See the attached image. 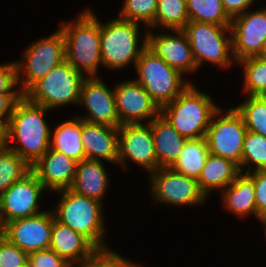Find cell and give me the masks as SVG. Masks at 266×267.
<instances>
[{"instance_id":"cell-1","label":"cell","mask_w":266,"mask_h":267,"mask_svg":"<svg viewBox=\"0 0 266 267\" xmlns=\"http://www.w3.org/2000/svg\"><path fill=\"white\" fill-rule=\"evenodd\" d=\"M50 110L31 103L24 95L15 103L5 126L6 146L33 166L50 148Z\"/></svg>"},{"instance_id":"cell-2","label":"cell","mask_w":266,"mask_h":267,"mask_svg":"<svg viewBox=\"0 0 266 267\" xmlns=\"http://www.w3.org/2000/svg\"><path fill=\"white\" fill-rule=\"evenodd\" d=\"M93 10L84 8L75 20H59L58 25L65 38V60L85 77H100L102 67L100 20Z\"/></svg>"},{"instance_id":"cell-3","label":"cell","mask_w":266,"mask_h":267,"mask_svg":"<svg viewBox=\"0 0 266 267\" xmlns=\"http://www.w3.org/2000/svg\"><path fill=\"white\" fill-rule=\"evenodd\" d=\"M53 193L59 196L58 202L51 208L58 222L82 234L97 249L110 248L106 244L108 231L104 203L79 195L71 189Z\"/></svg>"},{"instance_id":"cell-4","label":"cell","mask_w":266,"mask_h":267,"mask_svg":"<svg viewBox=\"0 0 266 267\" xmlns=\"http://www.w3.org/2000/svg\"><path fill=\"white\" fill-rule=\"evenodd\" d=\"M147 32L148 28L144 25L118 16L104 23L100 21L102 67L119 72L132 64L135 68L139 56L147 47Z\"/></svg>"},{"instance_id":"cell-5","label":"cell","mask_w":266,"mask_h":267,"mask_svg":"<svg viewBox=\"0 0 266 267\" xmlns=\"http://www.w3.org/2000/svg\"><path fill=\"white\" fill-rule=\"evenodd\" d=\"M195 85L190 83L178 97L160 108V115L188 140L205 137L212 115L220 108L210 94Z\"/></svg>"},{"instance_id":"cell-6","label":"cell","mask_w":266,"mask_h":267,"mask_svg":"<svg viewBox=\"0 0 266 267\" xmlns=\"http://www.w3.org/2000/svg\"><path fill=\"white\" fill-rule=\"evenodd\" d=\"M134 79L149 93L159 108L172 102L195 80H188L146 47L139 56Z\"/></svg>"},{"instance_id":"cell-7","label":"cell","mask_w":266,"mask_h":267,"mask_svg":"<svg viewBox=\"0 0 266 267\" xmlns=\"http://www.w3.org/2000/svg\"><path fill=\"white\" fill-rule=\"evenodd\" d=\"M86 77L66 60L35 82L23 95L48 110L79 104L81 85Z\"/></svg>"},{"instance_id":"cell-8","label":"cell","mask_w":266,"mask_h":267,"mask_svg":"<svg viewBox=\"0 0 266 267\" xmlns=\"http://www.w3.org/2000/svg\"><path fill=\"white\" fill-rule=\"evenodd\" d=\"M182 31L190 43L198 72L206 62L221 70L235 66L230 26L189 21Z\"/></svg>"},{"instance_id":"cell-9","label":"cell","mask_w":266,"mask_h":267,"mask_svg":"<svg viewBox=\"0 0 266 267\" xmlns=\"http://www.w3.org/2000/svg\"><path fill=\"white\" fill-rule=\"evenodd\" d=\"M21 60H15L17 85L24 94L35 82L65 61V38L58 29L26 47Z\"/></svg>"},{"instance_id":"cell-10","label":"cell","mask_w":266,"mask_h":267,"mask_svg":"<svg viewBox=\"0 0 266 267\" xmlns=\"http://www.w3.org/2000/svg\"><path fill=\"white\" fill-rule=\"evenodd\" d=\"M150 197L156 205L165 207H204L209 200L199 188L197 179L170 167L158 168L147 176Z\"/></svg>"},{"instance_id":"cell-11","label":"cell","mask_w":266,"mask_h":267,"mask_svg":"<svg viewBox=\"0 0 266 267\" xmlns=\"http://www.w3.org/2000/svg\"><path fill=\"white\" fill-rule=\"evenodd\" d=\"M221 108L212 115L205 135L209 153L227 158L240 166L247 128L233 106L227 110Z\"/></svg>"},{"instance_id":"cell-12","label":"cell","mask_w":266,"mask_h":267,"mask_svg":"<svg viewBox=\"0 0 266 267\" xmlns=\"http://www.w3.org/2000/svg\"><path fill=\"white\" fill-rule=\"evenodd\" d=\"M132 161L149 175L157 170L154 138L149 123L124 124L118 127V163L124 171ZM128 163V164H127Z\"/></svg>"},{"instance_id":"cell-13","label":"cell","mask_w":266,"mask_h":267,"mask_svg":"<svg viewBox=\"0 0 266 267\" xmlns=\"http://www.w3.org/2000/svg\"><path fill=\"white\" fill-rule=\"evenodd\" d=\"M43 192L48 193L32 171L14 182L0 195V226L45 211L41 208Z\"/></svg>"},{"instance_id":"cell-14","label":"cell","mask_w":266,"mask_h":267,"mask_svg":"<svg viewBox=\"0 0 266 267\" xmlns=\"http://www.w3.org/2000/svg\"><path fill=\"white\" fill-rule=\"evenodd\" d=\"M230 29L235 62L258 57L266 42V6L253 7L233 18Z\"/></svg>"},{"instance_id":"cell-15","label":"cell","mask_w":266,"mask_h":267,"mask_svg":"<svg viewBox=\"0 0 266 267\" xmlns=\"http://www.w3.org/2000/svg\"><path fill=\"white\" fill-rule=\"evenodd\" d=\"M101 77H86L81 85L78 106L84 107L86 115L75 116L90 123L118 128L120 124L116 109L114 85L112 88Z\"/></svg>"},{"instance_id":"cell-16","label":"cell","mask_w":266,"mask_h":267,"mask_svg":"<svg viewBox=\"0 0 266 267\" xmlns=\"http://www.w3.org/2000/svg\"><path fill=\"white\" fill-rule=\"evenodd\" d=\"M55 216L52 209L8 222L2 235L26 253L48 249Z\"/></svg>"},{"instance_id":"cell-17","label":"cell","mask_w":266,"mask_h":267,"mask_svg":"<svg viewBox=\"0 0 266 267\" xmlns=\"http://www.w3.org/2000/svg\"><path fill=\"white\" fill-rule=\"evenodd\" d=\"M114 83L116 109L121 125L150 123L160 114L158 105L134 78Z\"/></svg>"},{"instance_id":"cell-18","label":"cell","mask_w":266,"mask_h":267,"mask_svg":"<svg viewBox=\"0 0 266 267\" xmlns=\"http://www.w3.org/2000/svg\"><path fill=\"white\" fill-rule=\"evenodd\" d=\"M147 47L186 78L187 73L191 75L198 71L190 43L182 30H148Z\"/></svg>"},{"instance_id":"cell-19","label":"cell","mask_w":266,"mask_h":267,"mask_svg":"<svg viewBox=\"0 0 266 267\" xmlns=\"http://www.w3.org/2000/svg\"><path fill=\"white\" fill-rule=\"evenodd\" d=\"M77 161L64 153L49 150L33 165L32 172L48 192L70 189L76 173Z\"/></svg>"},{"instance_id":"cell-20","label":"cell","mask_w":266,"mask_h":267,"mask_svg":"<svg viewBox=\"0 0 266 267\" xmlns=\"http://www.w3.org/2000/svg\"><path fill=\"white\" fill-rule=\"evenodd\" d=\"M85 159L118 163V128L82 120Z\"/></svg>"},{"instance_id":"cell-21","label":"cell","mask_w":266,"mask_h":267,"mask_svg":"<svg viewBox=\"0 0 266 267\" xmlns=\"http://www.w3.org/2000/svg\"><path fill=\"white\" fill-rule=\"evenodd\" d=\"M104 163L106 162L90 159L78 162L70 189L79 195L103 203L111 186V178Z\"/></svg>"},{"instance_id":"cell-22","label":"cell","mask_w":266,"mask_h":267,"mask_svg":"<svg viewBox=\"0 0 266 267\" xmlns=\"http://www.w3.org/2000/svg\"><path fill=\"white\" fill-rule=\"evenodd\" d=\"M69 264H77L90 257L97 248L82 234L54 219L50 247Z\"/></svg>"},{"instance_id":"cell-23","label":"cell","mask_w":266,"mask_h":267,"mask_svg":"<svg viewBox=\"0 0 266 267\" xmlns=\"http://www.w3.org/2000/svg\"><path fill=\"white\" fill-rule=\"evenodd\" d=\"M220 194L225 211L240 219L249 217V215L257 219L254 182L248 173L240 172Z\"/></svg>"},{"instance_id":"cell-24","label":"cell","mask_w":266,"mask_h":267,"mask_svg":"<svg viewBox=\"0 0 266 267\" xmlns=\"http://www.w3.org/2000/svg\"><path fill=\"white\" fill-rule=\"evenodd\" d=\"M149 124L154 138L157 169L171 167L188 139L181 136L160 114Z\"/></svg>"},{"instance_id":"cell-25","label":"cell","mask_w":266,"mask_h":267,"mask_svg":"<svg viewBox=\"0 0 266 267\" xmlns=\"http://www.w3.org/2000/svg\"><path fill=\"white\" fill-rule=\"evenodd\" d=\"M240 173L239 166L233 161L209 153L200 176L199 188L209 198L211 193L222 192Z\"/></svg>"},{"instance_id":"cell-26","label":"cell","mask_w":266,"mask_h":267,"mask_svg":"<svg viewBox=\"0 0 266 267\" xmlns=\"http://www.w3.org/2000/svg\"><path fill=\"white\" fill-rule=\"evenodd\" d=\"M51 128L50 148L64 153L69 158L80 162L85 159L82 145V119L73 115L69 120L61 121Z\"/></svg>"},{"instance_id":"cell-27","label":"cell","mask_w":266,"mask_h":267,"mask_svg":"<svg viewBox=\"0 0 266 267\" xmlns=\"http://www.w3.org/2000/svg\"><path fill=\"white\" fill-rule=\"evenodd\" d=\"M208 155L209 149L205 137L189 139L170 168L188 177L198 179Z\"/></svg>"},{"instance_id":"cell-28","label":"cell","mask_w":266,"mask_h":267,"mask_svg":"<svg viewBox=\"0 0 266 267\" xmlns=\"http://www.w3.org/2000/svg\"><path fill=\"white\" fill-rule=\"evenodd\" d=\"M188 22L186 0H158L155 20L148 30H182Z\"/></svg>"},{"instance_id":"cell-29","label":"cell","mask_w":266,"mask_h":267,"mask_svg":"<svg viewBox=\"0 0 266 267\" xmlns=\"http://www.w3.org/2000/svg\"><path fill=\"white\" fill-rule=\"evenodd\" d=\"M189 21L231 26L222 0H186Z\"/></svg>"},{"instance_id":"cell-30","label":"cell","mask_w":266,"mask_h":267,"mask_svg":"<svg viewBox=\"0 0 266 267\" xmlns=\"http://www.w3.org/2000/svg\"><path fill=\"white\" fill-rule=\"evenodd\" d=\"M239 170L244 173L266 170V137L247 130Z\"/></svg>"},{"instance_id":"cell-31","label":"cell","mask_w":266,"mask_h":267,"mask_svg":"<svg viewBox=\"0 0 266 267\" xmlns=\"http://www.w3.org/2000/svg\"><path fill=\"white\" fill-rule=\"evenodd\" d=\"M234 106L248 131L266 137V96H249Z\"/></svg>"},{"instance_id":"cell-32","label":"cell","mask_w":266,"mask_h":267,"mask_svg":"<svg viewBox=\"0 0 266 267\" xmlns=\"http://www.w3.org/2000/svg\"><path fill=\"white\" fill-rule=\"evenodd\" d=\"M31 171V166L5 145L0 150V195Z\"/></svg>"},{"instance_id":"cell-33","label":"cell","mask_w":266,"mask_h":267,"mask_svg":"<svg viewBox=\"0 0 266 267\" xmlns=\"http://www.w3.org/2000/svg\"><path fill=\"white\" fill-rule=\"evenodd\" d=\"M236 64L243 69V93L249 96H266V60L250 57Z\"/></svg>"},{"instance_id":"cell-34","label":"cell","mask_w":266,"mask_h":267,"mask_svg":"<svg viewBox=\"0 0 266 267\" xmlns=\"http://www.w3.org/2000/svg\"><path fill=\"white\" fill-rule=\"evenodd\" d=\"M158 0H124L118 17L149 27L155 20Z\"/></svg>"},{"instance_id":"cell-35","label":"cell","mask_w":266,"mask_h":267,"mask_svg":"<svg viewBox=\"0 0 266 267\" xmlns=\"http://www.w3.org/2000/svg\"><path fill=\"white\" fill-rule=\"evenodd\" d=\"M144 267L134 260L124 258L114 249H97L90 257L72 265V267Z\"/></svg>"},{"instance_id":"cell-36","label":"cell","mask_w":266,"mask_h":267,"mask_svg":"<svg viewBox=\"0 0 266 267\" xmlns=\"http://www.w3.org/2000/svg\"><path fill=\"white\" fill-rule=\"evenodd\" d=\"M29 254L0 236V267H27Z\"/></svg>"},{"instance_id":"cell-37","label":"cell","mask_w":266,"mask_h":267,"mask_svg":"<svg viewBox=\"0 0 266 267\" xmlns=\"http://www.w3.org/2000/svg\"><path fill=\"white\" fill-rule=\"evenodd\" d=\"M28 267H72L50 248L29 253Z\"/></svg>"},{"instance_id":"cell-38","label":"cell","mask_w":266,"mask_h":267,"mask_svg":"<svg viewBox=\"0 0 266 267\" xmlns=\"http://www.w3.org/2000/svg\"><path fill=\"white\" fill-rule=\"evenodd\" d=\"M0 94H22L17 85L15 60L0 64Z\"/></svg>"},{"instance_id":"cell-39","label":"cell","mask_w":266,"mask_h":267,"mask_svg":"<svg viewBox=\"0 0 266 267\" xmlns=\"http://www.w3.org/2000/svg\"><path fill=\"white\" fill-rule=\"evenodd\" d=\"M254 182L257 219L266 215V170L248 173Z\"/></svg>"},{"instance_id":"cell-40","label":"cell","mask_w":266,"mask_h":267,"mask_svg":"<svg viewBox=\"0 0 266 267\" xmlns=\"http://www.w3.org/2000/svg\"><path fill=\"white\" fill-rule=\"evenodd\" d=\"M255 1L257 0H222V3L228 16L233 19L245 13L248 9H252L256 3Z\"/></svg>"},{"instance_id":"cell-41","label":"cell","mask_w":266,"mask_h":267,"mask_svg":"<svg viewBox=\"0 0 266 267\" xmlns=\"http://www.w3.org/2000/svg\"><path fill=\"white\" fill-rule=\"evenodd\" d=\"M23 94H0V122L5 126L12 114L15 103Z\"/></svg>"},{"instance_id":"cell-42","label":"cell","mask_w":266,"mask_h":267,"mask_svg":"<svg viewBox=\"0 0 266 267\" xmlns=\"http://www.w3.org/2000/svg\"><path fill=\"white\" fill-rule=\"evenodd\" d=\"M6 145L5 125L0 122V150Z\"/></svg>"},{"instance_id":"cell-43","label":"cell","mask_w":266,"mask_h":267,"mask_svg":"<svg viewBox=\"0 0 266 267\" xmlns=\"http://www.w3.org/2000/svg\"><path fill=\"white\" fill-rule=\"evenodd\" d=\"M257 220L259 221L260 224H262L261 226L264 230V236L266 240V215L259 217Z\"/></svg>"},{"instance_id":"cell-44","label":"cell","mask_w":266,"mask_h":267,"mask_svg":"<svg viewBox=\"0 0 266 267\" xmlns=\"http://www.w3.org/2000/svg\"><path fill=\"white\" fill-rule=\"evenodd\" d=\"M258 57L263 59V60H266V42L263 45V50H262L261 54Z\"/></svg>"},{"instance_id":"cell-45","label":"cell","mask_w":266,"mask_h":267,"mask_svg":"<svg viewBox=\"0 0 266 267\" xmlns=\"http://www.w3.org/2000/svg\"><path fill=\"white\" fill-rule=\"evenodd\" d=\"M2 235V227L0 226V236Z\"/></svg>"}]
</instances>
